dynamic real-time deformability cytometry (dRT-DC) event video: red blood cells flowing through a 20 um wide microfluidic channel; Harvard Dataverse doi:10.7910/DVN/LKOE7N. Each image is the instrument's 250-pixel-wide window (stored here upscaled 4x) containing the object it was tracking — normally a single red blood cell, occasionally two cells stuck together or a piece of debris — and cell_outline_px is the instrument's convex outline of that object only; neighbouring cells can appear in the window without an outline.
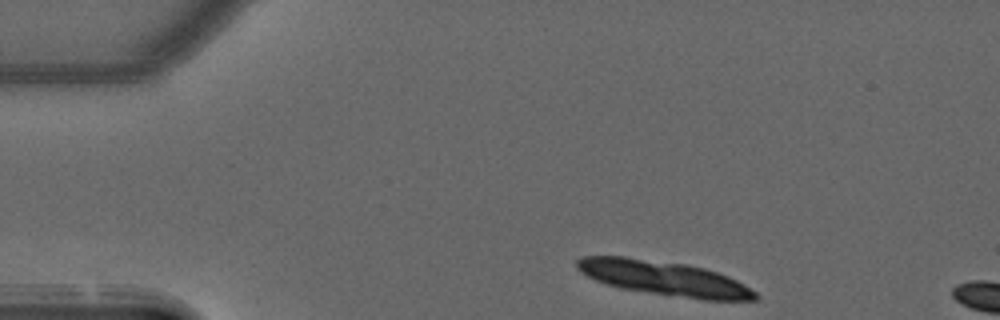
{"species": "common noctule bat (a hibernating species)", "species_latin": "Nyctalus noctula", "temperature_condition": "warm", "stored_images_in_passage": 4, "camera_frame_rate_fps": 3000, "um_per_image_px": 0.085, "animal": {"sex": "male", "forearm_length_mm": 52.5}, "frame": {"image": 1, "passage_image": 1, "time_ms": 0.0, "image_size_px": [1000, 320], "cell_outline_px": [[760, 296], [756, 300], [704, 300], [620, 288], [596, 280], [580, 272], [576, 268], [576, 260], [580, 256], [624, 256], [684, 264], [704, 268], [728, 276], [744, 284], [756, 292]], "centroid_in_image_um": [56.44, 23.64], "position_along_channel_um": 28.6, "area_um2": 35.72}}